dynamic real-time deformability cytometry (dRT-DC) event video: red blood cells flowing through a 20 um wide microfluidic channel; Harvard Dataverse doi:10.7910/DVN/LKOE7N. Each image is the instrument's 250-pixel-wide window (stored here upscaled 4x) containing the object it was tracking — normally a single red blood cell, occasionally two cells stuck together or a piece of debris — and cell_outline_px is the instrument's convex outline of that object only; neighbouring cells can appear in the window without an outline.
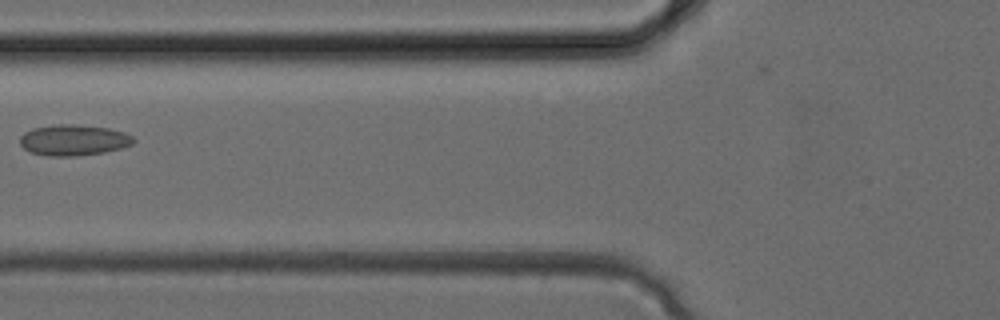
{"species": "common noctule bat (a hibernating species)", "species_latin": "Nyctalus noctula", "temperature_condition": "cold", "stored_images_in_passage": 4, "camera_frame_rate_fps": 3000, "um_per_image_px": 0.085, "animal": {"sex": "female", "body_mass_g": 24.6, "forearm_length_mm": 56.2}, "frame": {"image": 1, "passage_image": 4, "time_ms": 1.0, "image_size_px": [1000, 320], "cell_outline_px": [[136, 140], [132, 144], [120, 148], [104, 152], [76, 156], [48, 156], [28, 152], [20, 144], [20, 136], [24, 132], [32, 128], [56, 124], [76, 124], [108, 128], [124, 132], [132, 136]], "centroid_in_image_um": [6.22, 11.9], "position_along_channel_um": 119.6, "area_um2": 20.58}}